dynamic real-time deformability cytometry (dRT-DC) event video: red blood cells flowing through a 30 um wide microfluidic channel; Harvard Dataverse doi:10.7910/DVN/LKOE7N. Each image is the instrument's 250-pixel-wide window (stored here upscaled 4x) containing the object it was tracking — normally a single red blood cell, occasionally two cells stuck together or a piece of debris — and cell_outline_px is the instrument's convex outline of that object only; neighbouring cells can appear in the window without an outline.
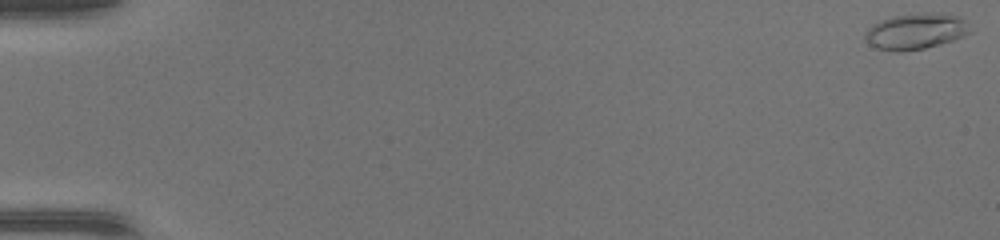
{"species": "common noctule bat (a hibernating species)", "species_latin": "Nyctalus noctula", "temperature_condition": "warm", "stored_images_in_passage": 49, "camera_frame_rate_fps": 3000, "um_per_image_px": 0.085, "animal": {"sex": "female", "body_mass_g": 17.0, "forearm_length_mm": 48.0}, "frame": {"image": 1, "passage_image": 1, "time_ms": 0.0, "image_size_px": [1000, 240], "cell_outline_px": [[972, 32], [964, 36], [940, 44], [924, 48], [900, 52], [876, 48], [868, 44], [864, 40], [864, 36], [868, 28], [872, 24], [880, 20], [892, 16], [940, 12], [960, 16], [964, 20]], "centroid_in_image_um": [77.82, 2.66], "position_along_channel_um": 7.2, "area_um2": 22.02}}
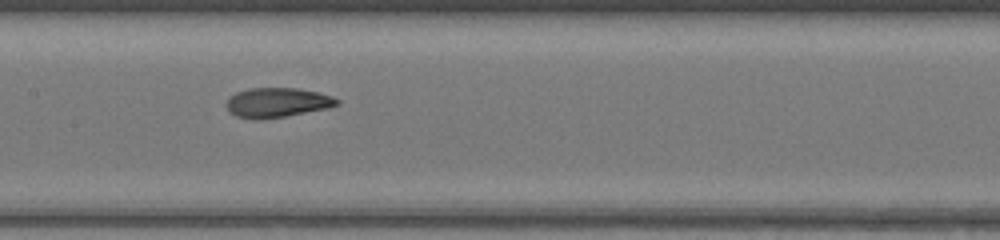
{"frame": {"image": 2, "passage_image": 26, "time_ms": 8.333, "image_size_px": [1000, 240], "cell_outline_px": [[340, 104], [328, 108], [284, 116], [236, 116], [228, 108], [228, 100], [236, 92], [248, 88], [296, 88], [316, 92], [332, 96], [340, 100]], "centroid_in_image_um": [23.66, 8.66], "position_along_channel_um": 183.7, "area_um2": 18.09}}
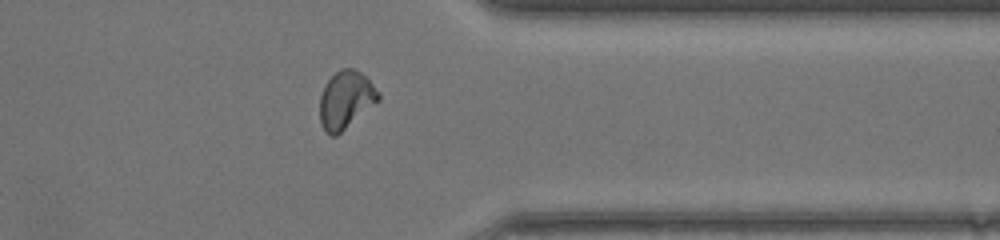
{"frame": {"image": 3, "passage_image": 40, "time_ms": 13.0, "image_size_px": [1000, 240], "cell_outline_px": [[380, 100], [336, 136], [332, 136], [324, 128], [320, 120], [320, 96], [324, 84], [340, 68], [352, 68], [360, 72], [380, 92]], "centroid_in_image_um": [29.39, 8.47], "position_along_channel_um": 382.0, "area_um2": 19.48}, "authors_computed_cell_mechanics": {"area_um2": 19.1318, "velocity_mm_per_s": 4.3797, "shape_relaxation_time_tau1_ms": 10.6082, "shape_relaxation_time_tau2_ms": 1.0875, "deformation_change_tau1": 0.3016, "deformation_change_tau2": 0.0694}}